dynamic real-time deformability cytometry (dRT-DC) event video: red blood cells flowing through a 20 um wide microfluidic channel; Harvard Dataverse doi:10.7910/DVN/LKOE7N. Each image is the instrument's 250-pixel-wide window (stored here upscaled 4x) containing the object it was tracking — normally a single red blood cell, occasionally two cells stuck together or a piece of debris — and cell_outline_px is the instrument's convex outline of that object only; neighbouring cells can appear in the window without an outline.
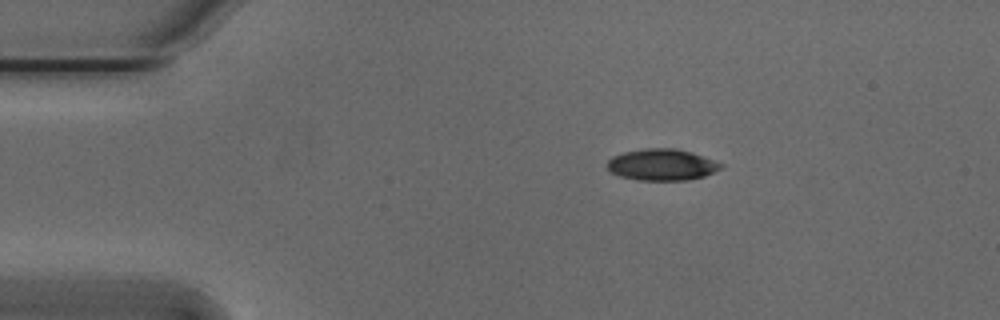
{"species": "Egyptian fruit bat (a non-hibernating species)", "species_latin": "Rousettus aegyptiacus", "temperature_condition": "cold", "stored_images_in_passage": 5, "camera_frame_rate_fps": 3000, "um_per_image_px": 0.085, "animal": {"sex": "male"}, "frame": {"image": 1, "passage_image": 2, "time_ms": 0.333, "image_size_px": [1000, 320], "cell_outline_px": [[724, 164], [720, 168], [704, 176], [688, 180], [636, 180], [620, 176], [608, 172], [604, 164], [612, 156], [624, 152], [644, 148], [676, 148], [692, 152]], "centroid_in_image_um": [56.19, 14.0], "position_along_channel_um": 28.8, "area_um2": 21.04}}